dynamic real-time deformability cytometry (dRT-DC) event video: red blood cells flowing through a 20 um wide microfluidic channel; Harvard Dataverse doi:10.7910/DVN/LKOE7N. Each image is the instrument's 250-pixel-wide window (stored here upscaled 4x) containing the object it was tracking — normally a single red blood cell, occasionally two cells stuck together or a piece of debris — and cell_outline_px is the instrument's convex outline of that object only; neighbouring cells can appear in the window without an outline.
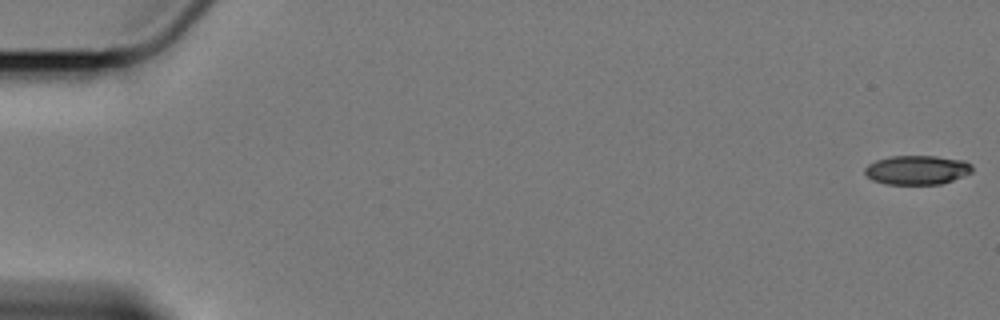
{"species": "Egyptian fruit bat (a non-hibernating species)", "species_latin": "Rousettus aegyptiacus", "temperature_condition": "cold", "stored_images_in_passage": 19, "camera_frame_rate_fps": 3000, "um_per_image_px": 0.085, "animal": {"sex": "female"}, "frame": {"image": 1, "passage_image": 1, "time_ms": 0.0, "image_size_px": [1000, 320], "cell_outline_px": [[972, 172], [952, 180], [940, 184], [888, 184], [872, 180], [864, 172], [864, 168], [868, 164], [876, 160], [888, 156], [936, 156], [964, 160], [972, 164]], "centroid_in_image_um": [77.94, 14.43], "position_along_channel_um": 7.1, "area_um2": 18.26}}
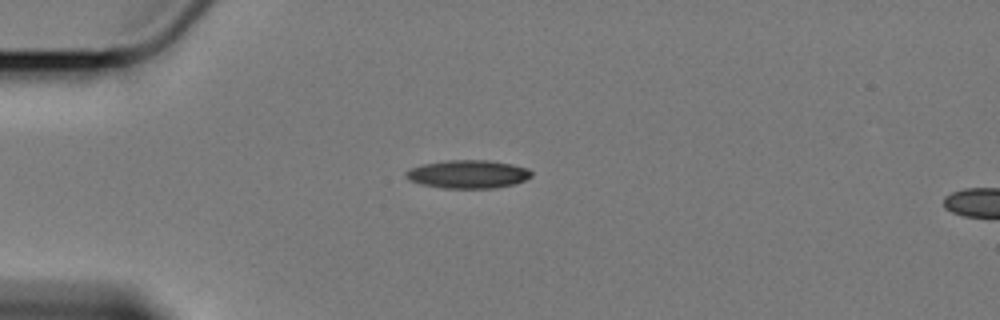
{"frame": {"image": 2, "passage_image": 16, "time_ms": 5.0, "image_size_px": [1000, 320], "cell_outline_px": [[532, 176], [524, 180], [512, 184], [496, 188], [440, 188], [420, 184], [408, 180], [404, 176], [404, 172], [408, 168], [424, 164], [448, 160], [488, 160], [512, 164], [528, 168], [532, 172]], "centroid_in_image_um": [39.73, 14.8], "position_along_channel_um": 45.3, "area_um2": 20.81}}